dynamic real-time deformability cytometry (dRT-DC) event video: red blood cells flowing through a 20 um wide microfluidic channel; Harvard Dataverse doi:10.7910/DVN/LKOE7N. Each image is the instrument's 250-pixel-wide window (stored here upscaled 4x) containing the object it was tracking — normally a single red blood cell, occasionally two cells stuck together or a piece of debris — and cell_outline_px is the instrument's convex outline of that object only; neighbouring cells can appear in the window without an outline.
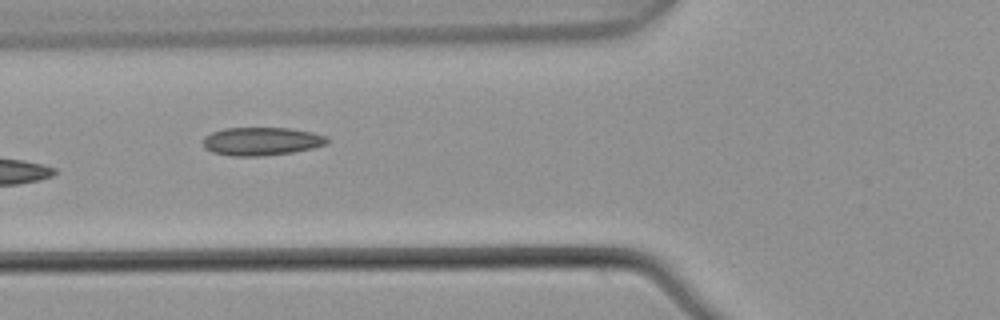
{"species": "common noctule bat (a hibernating species)", "species_latin": "Nyctalus noctula", "temperature_condition": "warm", "stored_images_in_passage": 9, "camera_frame_rate_fps": 3000, "um_per_image_px": 0.085, "animal": {"sex": "male", "body_mass_g": 21.5, "forearm_length_mm": 52.0}, "frame": {"image": 1, "passage_image": 7, "time_ms": 2.0, "image_size_px": [1000, 320], "cell_outline_px": [[328, 144], [312, 148], [292, 152], [264, 156], [232, 156], [212, 152], [204, 148], [204, 136], [212, 132], [224, 128], [292, 128], [312, 132], [328, 136]], "centroid_in_image_um": [22.24, 12.01], "position_along_channel_um": 103.6, "area_um2": 20.52}}
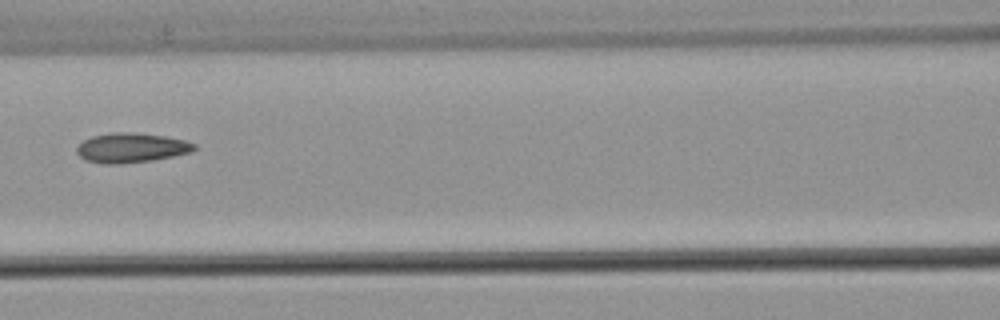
{"frame": {"image": 2, "passage_image": 8, "time_ms": 2.333, "image_size_px": [1000, 320], "cell_outline_px": [[196, 148], [192, 152], [152, 160], [120, 164], [104, 164], [84, 160], [76, 152], [76, 148], [84, 140], [92, 136], [112, 132], [136, 132], [164, 136], [184, 140], [196, 144]], "centroid_in_image_um": [11.14, 12.56], "position_along_channel_um": 155.5, "area_um2": 20.35}}